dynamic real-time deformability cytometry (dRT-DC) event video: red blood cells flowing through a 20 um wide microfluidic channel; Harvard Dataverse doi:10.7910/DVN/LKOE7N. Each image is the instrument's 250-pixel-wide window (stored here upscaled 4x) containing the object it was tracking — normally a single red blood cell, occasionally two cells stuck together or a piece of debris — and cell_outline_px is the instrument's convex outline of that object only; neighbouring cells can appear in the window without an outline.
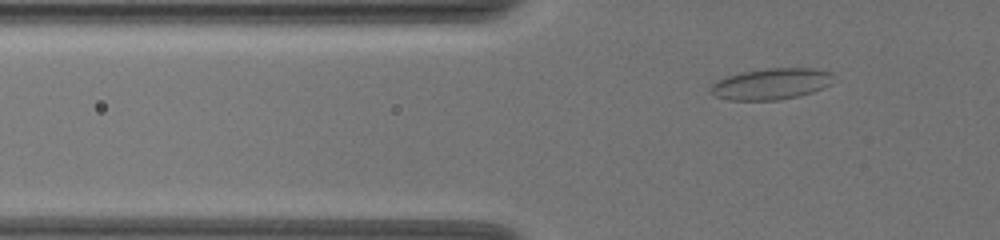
{"species": "common noctule bat (a hibernating species)", "species_latin": "Nyctalus noctula", "temperature_condition": "warm", "stored_images_in_passage": 45, "camera_frame_rate_fps": 3000, "um_per_image_px": 0.085, "animal": {"sex": "female", "body_mass_g": 19.5, "forearm_length_mm": 54.1}, "frame": {"image": 1, "passage_image": 10, "time_ms": 3.0, "image_size_px": [1000, 240], "cell_outline_px": [[832, 84], [812, 92], [796, 96], [776, 100], [728, 100], [716, 96], [712, 92], [712, 84], [716, 80], [724, 76], [740, 72], [768, 68], [812, 68], [832, 72]], "centroid_in_image_um": [65.54, 7.12], "position_along_channel_um": 60.3, "area_um2": 22.31}}
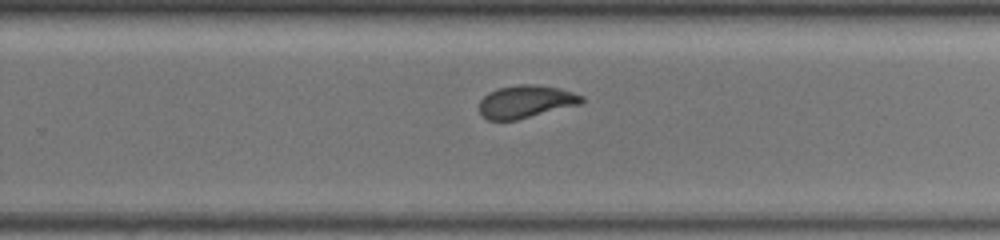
{"frame": {"image": 2, "passage_image": 30, "time_ms": 9.667, "image_size_px": [1000, 240], "cell_outline_px": [[584, 100], [580, 104], [516, 120], [488, 120], [480, 112], [480, 100], [488, 92], [496, 88], [520, 84], [536, 84], [556, 88], [572, 92], [584, 96]], "centroid_in_image_um": [44.68, 8.63], "position_along_channel_um": 285.1, "area_um2": 19.36}}
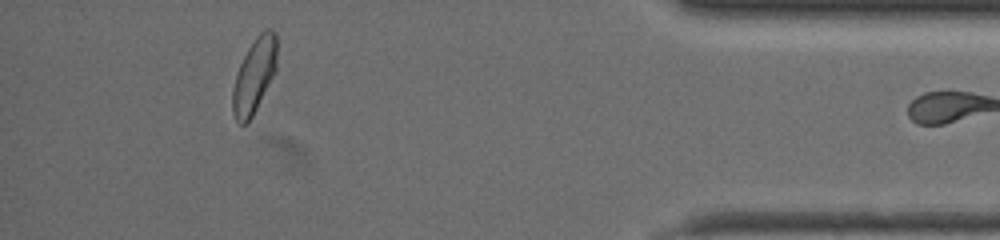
{"frame": {"image": 3, "passage_image": 44, "time_ms": 14.333, "image_size_px": [1000, 240], "cell_outline_px": [[276, 72], [248, 124], [240, 124], [236, 120], [232, 112], [232, 92], [236, 76], [240, 64], [248, 48], [256, 36], [264, 28], [272, 28], [276, 32]], "centroid_in_image_um": [21.62, 6.42], "position_along_channel_um": 413.6, "area_um2": 19.42}}